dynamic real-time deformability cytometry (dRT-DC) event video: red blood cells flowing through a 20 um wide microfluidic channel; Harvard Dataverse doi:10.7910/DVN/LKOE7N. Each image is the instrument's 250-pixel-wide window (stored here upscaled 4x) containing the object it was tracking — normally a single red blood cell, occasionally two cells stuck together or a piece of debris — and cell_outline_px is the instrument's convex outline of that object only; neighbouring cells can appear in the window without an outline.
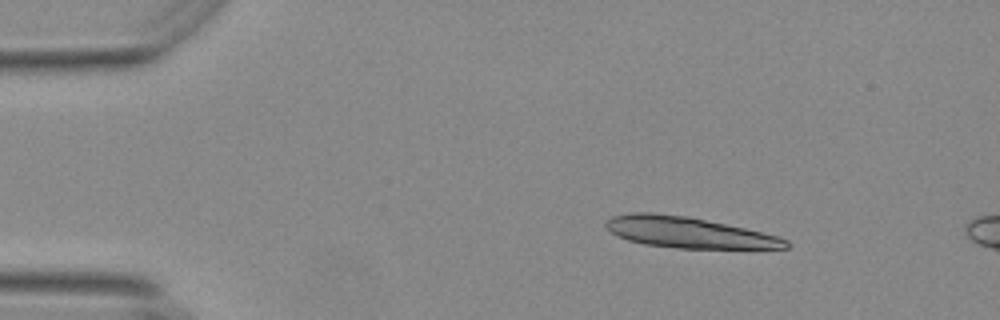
{"species": "Egyptian fruit bat (a non-hibernating species)", "species_latin": "Rousettus aegyptiacus", "temperature_condition": "warm", "stored_images_in_passage": 6, "camera_frame_rate_fps": 3000, "um_per_image_px": 0.085, "animal": {"sex": "female"}, "frame": {"image": 1, "passage_image": 1, "time_ms": 0.0, "image_size_px": [1000, 320], "cell_outline_px": [[792, 244], [788, 248], [676, 248], [644, 244], [628, 240], [612, 232], [604, 224], [612, 216], [632, 212], [652, 212], [688, 216], [744, 228], [776, 236], [788, 240]], "centroid_in_image_um": [58.51, 19.75], "position_along_channel_um": 26.5, "area_um2": 32.08}}